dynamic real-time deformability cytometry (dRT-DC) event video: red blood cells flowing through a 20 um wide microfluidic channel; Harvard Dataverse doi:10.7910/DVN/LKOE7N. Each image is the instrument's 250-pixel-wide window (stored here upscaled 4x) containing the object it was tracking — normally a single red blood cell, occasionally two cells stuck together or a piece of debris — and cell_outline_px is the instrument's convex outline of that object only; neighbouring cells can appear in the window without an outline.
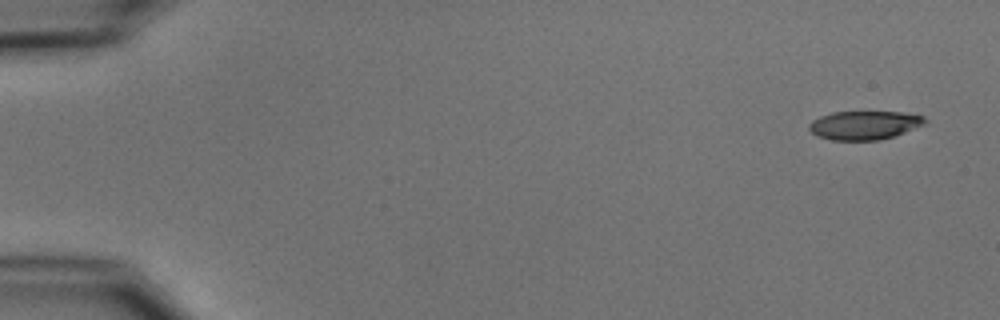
{"species": "common noctule bat (a hibernating species)", "species_latin": "Nyctalus noctula", "temperature_condition": "cold", "stored_images_in_passage": 4, "camera_frame_rate_fps": 3000, "um_per_image_px": 0.085, "animal": {"sex": "male", "body_mass_g": 15.6}, "frame": {"image": 1, "passage_image": 1, "time_ms": 0.0, "image_size_px": [1000, 320], "cell_outline_px": [[928, 120], [924, 124], [904, 132], [880, 140], [832, 140], [816, 136], [808, 128], [808, 124], [812, 120], [820, 116], [832, 112], [900, 112], [924, 116]], "centroid_in_image_um": [73.43, 10.64], "position_along_channel_um": 11.6, "area_um2": 19.31}}
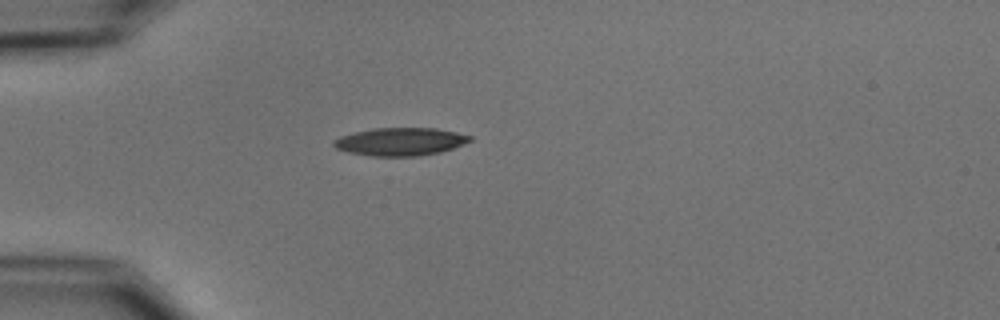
{"frame": {"image": 2, "passage_image": 4, "time_ms": 4.333, "image_size_px": [1000, 320], "cell_outline_px": [[472, 140], [452, 148], [440, 152], [420, 156], [368, 156], [348, 152], [336, 148], [332, 144], [332, 140], [340, 136], [356, 132], [376, 128], [436, 128], [456, 132], [472, 136]], "centroid_in_image_um": [34.01, 12.04], "position_along_channel_um": 51.0, "area_um2": 22.14}}